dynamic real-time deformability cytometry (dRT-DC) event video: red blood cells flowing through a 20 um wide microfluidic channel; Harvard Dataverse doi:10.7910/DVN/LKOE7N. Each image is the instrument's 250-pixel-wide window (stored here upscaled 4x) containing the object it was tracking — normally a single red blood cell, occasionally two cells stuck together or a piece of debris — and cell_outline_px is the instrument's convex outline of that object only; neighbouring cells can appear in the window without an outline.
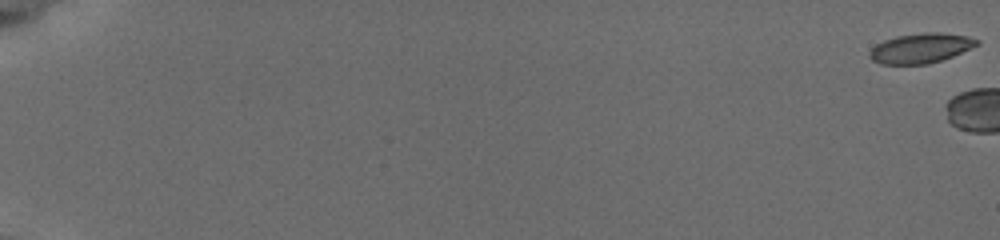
{"species": "common noctule bat (a hibernating species)", "species_latin": "Nyctalus noctula", "temperature_condition": "cold", "stored_images_in_passage": 4, "camera_frame_rate_fps": 3000, "um_per_image_px": 0.085, "animal": {"sex": "female", "body_mass_g": 19.5, "forearm_length_mm": 54.1}, "frame": {"image": 1, "passage_image": 1, "time_ms": 0.0, "image_size_px": [1000, 240], "cell_outline_px": [[980, 44], [952, 56], [928, 64], [880, 64], [872, 60], [868, 56], [868, 52], [876, 44], [884, 40], [896, 36], [924, 32], [940, 32], [968, 36], [980, 40]], "centroid_in_image_um": [78.25, 4.09], "position_along_channel_um": 6.8, "area_um2": 18.73}}